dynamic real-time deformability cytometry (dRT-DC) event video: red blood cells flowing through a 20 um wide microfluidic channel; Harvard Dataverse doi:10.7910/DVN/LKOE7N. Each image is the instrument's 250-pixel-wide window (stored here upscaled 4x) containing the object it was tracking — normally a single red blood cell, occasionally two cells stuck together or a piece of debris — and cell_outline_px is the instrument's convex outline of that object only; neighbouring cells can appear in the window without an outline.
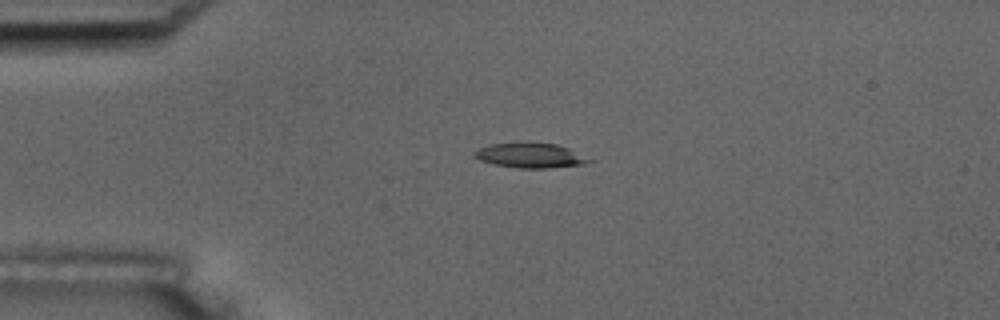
{"species": "common noctule bat (a hibernating species)", "species_latin": "Nyctalus noctula", "temperature_condition": "room temperature", "stored_images_in_passage": 4, "camera_frame_rate_fps": 3000, "um_per_image_px": 0.085, "animal": {"sex": "male", "body_mass_g": 17.5, "forearm_length_mm": 52.3}, "frame": {"image": 1, "passage_image": 3, "time_ms": 2.333, "image_size_px": [1000, 320], "cell_outline_px": [[596, 160], [584, 164], [548, 168], [520, 168], [496, 164], [480, 160], [472, 156], [472, 152], [480, 148], [492, 144], [556, 144], [568, 148]], "centroid_in_image_um": [45.12, 13.24], "position_along_channel_um": 39.9, "area_um2": 16.13}}